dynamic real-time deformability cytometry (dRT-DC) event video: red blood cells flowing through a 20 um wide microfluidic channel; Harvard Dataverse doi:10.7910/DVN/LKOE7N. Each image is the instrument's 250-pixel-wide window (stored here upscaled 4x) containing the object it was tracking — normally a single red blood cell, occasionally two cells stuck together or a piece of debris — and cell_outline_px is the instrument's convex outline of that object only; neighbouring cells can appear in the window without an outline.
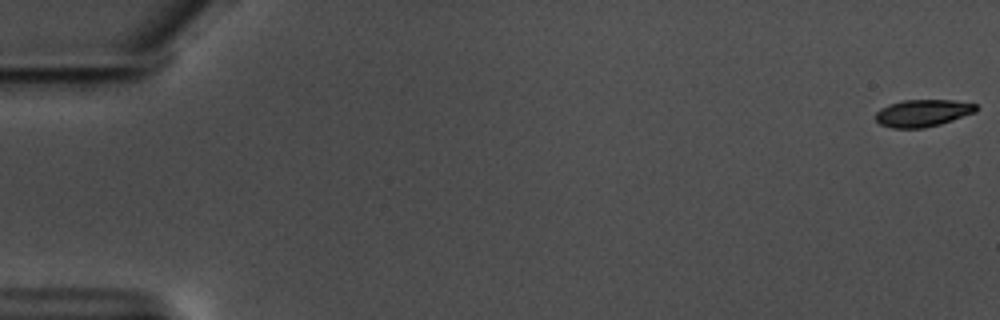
{"species": "common noctule bat (a hibernating species)", "species_latin": "Nyctalus noctula", "temperature_condition": "warm", "stored_images_in_passage": 11, "camera_frame_rate_fps": 3000, "um_per_image_px": 0.085, "animal": {"sex": "male", "body_mass_g": 17.5, "forearm_length_mm": 52.3}, "frame": {"image": 1, "passage_image": 1, "time_ms": 0.0, "image_size_px": [1000, 320], "cell_outline_px": [[976, 112], [940, 124], [924, 128], [892, 128], [880, 124], [876, 120], [876, 112], [880, 108], [888, 104], [904, 100], [956, 100], [976, 104]], "centroid_in_image_um": [78.41, 9.6], "position_along_channel_um": 6.6, "area_um2": 15.9}}